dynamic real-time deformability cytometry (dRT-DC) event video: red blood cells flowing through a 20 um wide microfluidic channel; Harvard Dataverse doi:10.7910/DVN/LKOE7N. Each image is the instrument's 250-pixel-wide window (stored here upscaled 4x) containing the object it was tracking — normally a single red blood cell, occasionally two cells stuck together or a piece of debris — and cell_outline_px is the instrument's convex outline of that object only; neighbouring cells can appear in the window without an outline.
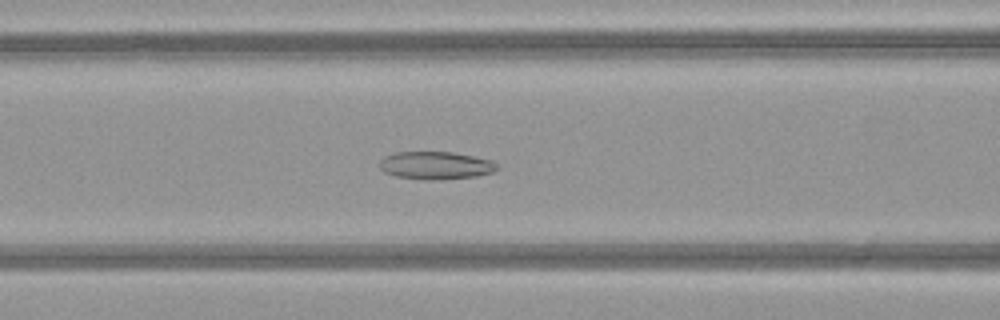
{"species": "common noctule bat (a hibernating species)", "species_latin": "Nyctalus noctula", "temperature_condition": "warm", "stored_images_in_passage": 47, "camera_frame_rate_fps": 3000, "um_per_image_px": 0.085, "animal": {"sex": "female", "body_mass_g": 21.9}, "frame": {"image": 1, "passage_image": 18, "time_ms": 5.667, "image_size_px": [1000, 320], "cell_outline_px": [[500, 168], [492, 172], [476, 176], [396, 176], [384, 172], [380, 168], [380, 160], [384, 156], [396, 152], [452, 152], [476, 156], [492, 160], [500, 164]], "centroid_in_image_um": [37.09, 13.98], "position_along_channel_um": 129.5, "area_um2": 17.92}}
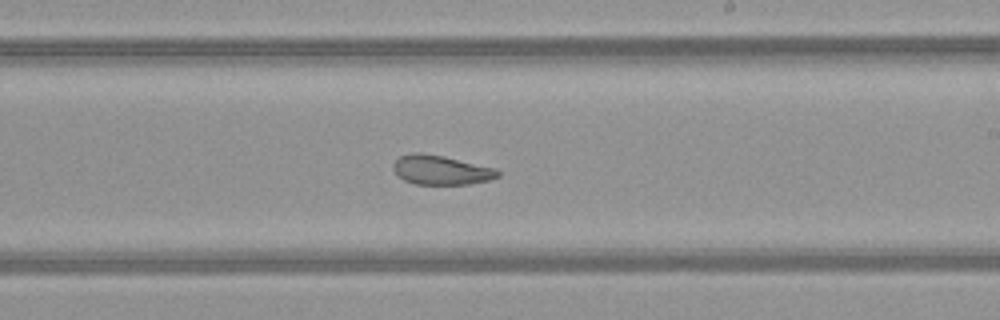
{"frame": {"image": 2, "passage_image": 27, "time_ms": 8.667, "image_size_px": [1000, 320], "cell_outline_px": [[500, 176], [488, 180], [468, 184], [416, 184], [404, 180], [396, 176], [392, 168], [392, 164], [400, 156], [412, 152], [420, 152], [444, 156], [496, 168], [500, 172]], "centroid_in_image_um": [37.45, 14.44], "position_along_channel_um": 251.5, "area_um2": 18.03}}
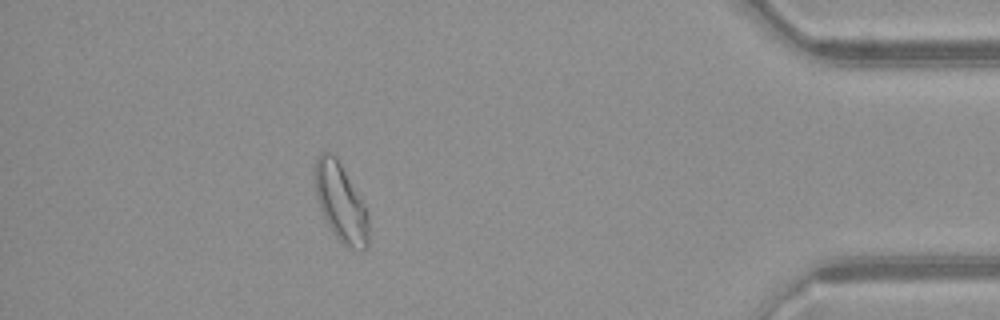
{"frame": {"image": 3, "passage_image": 42, "time_ms": 13.667, "image_size_px": [1000, 320], "cell_outline_px": [[368, 244], [364, 252], [356, 252], [344, 244], [336, 236], [328, 224], [320, 208], [316, 196], [316, 160], [320, 152], [332, 152], [336, 156], [364, 204], [368, 216]], "centroid_in_image_um": [28.99, 17.26], "position_along_channel_um": 406.2, "area_um2": 24.1}, "authors_computed_cell_mechanics": {"area_um2": 21.4438, "velocity_mm_per_s": 4.0644, "shape_relaxation_time_tau1_ms": 11.3811, "shape_relaxation_time_tau2_ms": 2.2137, "deformation_change_tau1": 0.2032, "deformation_change_tau2": 0.0808}}